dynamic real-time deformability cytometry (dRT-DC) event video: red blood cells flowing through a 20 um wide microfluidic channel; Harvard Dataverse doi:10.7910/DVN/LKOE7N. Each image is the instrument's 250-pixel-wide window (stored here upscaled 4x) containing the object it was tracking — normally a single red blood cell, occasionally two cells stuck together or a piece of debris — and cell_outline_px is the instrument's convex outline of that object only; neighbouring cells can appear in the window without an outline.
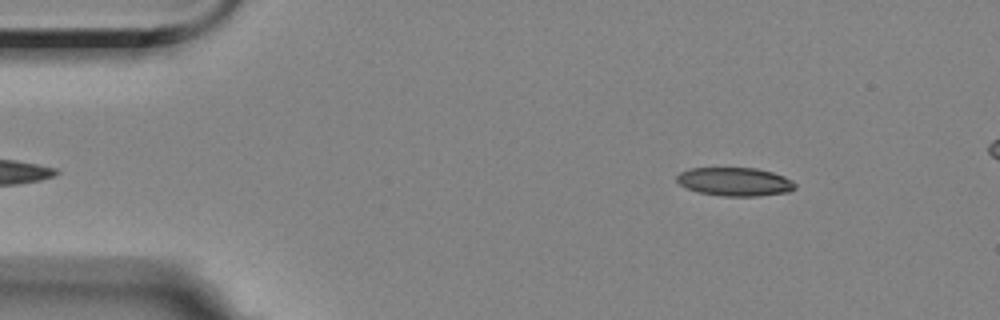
{"species": "Egyptian fruit bat (a non-hibernating species)", "species_latin": "Rousettus aegyptiacus", "temperature_condition": "room temperature", "stored_images_in_passage": 50, "camera_frame_rate_fps": 3000, "um_per_image_px": 0.085, "animal": {"sex": "female"}, "frame": {"image": 1, "passage_image": 3, "time_ms": 0.667, "image_size_px": [1000, 320], "cell_outline_px": [[796, 188], [788, 192], [756, 196], [724, 196], [700, 192], [688, 188], [680, 184], [676, 180], [676, 176], [680, 172], [688, 168], [756, 168], [772, 172], [784, 176], [792, 180], [796, 184]], "centroid_in_image_um": [62.47, 15.44], "position_along_channel_um": 22.5, "area_um2": 19.59}}
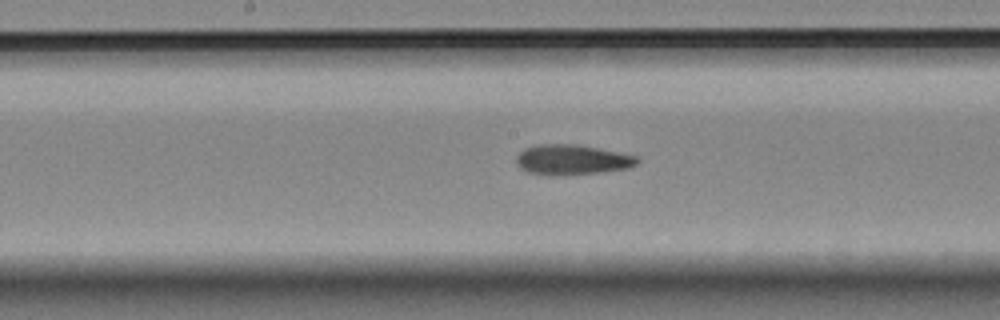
{"frame": {"image": 2, "passage_image": 24, "time_ms": 7.667, "image_size_px": [1000, 320], "cell_outline_px": [[640, 160], [636, 164], [628, 168], [600, 172], [564, 176], [548, 176], [528, 172], [520, 168], [516, 164], [516, 156], [524, 148], [536, 144], [576, 144], [636, 156]], "centroid_in_image_um": [48.55, 13.59], "position_along_channel_um": 199.6, "area_um2": 21.39}}
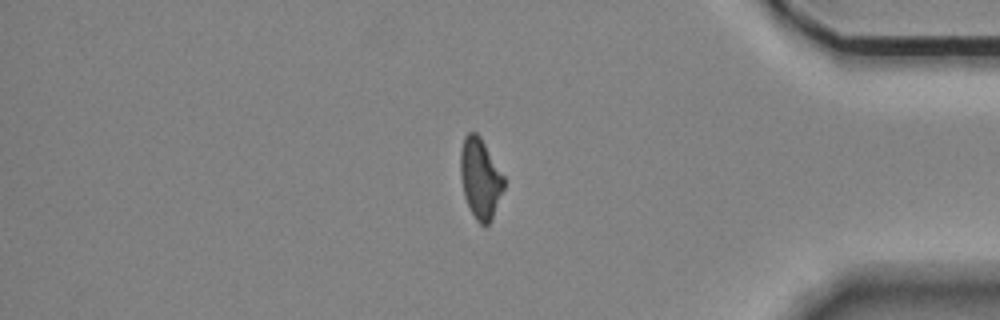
{"frame": {"image": 3, "passage_image": 43, "time_ms": 14.0, "image_size_px": [1000, 320], "cell_outline_px": [[504, 188], [492, 220], [484, 228], [476, 220], [464, 196], [460, 176], [460, 148], [464, 136], [468, 132], [476, 132], [480, 136], [504, 176]], "centroid_in_image_um": [40.81, 15.17], "position_along_channel_um": 394.4, "area_um2": 20.46}}